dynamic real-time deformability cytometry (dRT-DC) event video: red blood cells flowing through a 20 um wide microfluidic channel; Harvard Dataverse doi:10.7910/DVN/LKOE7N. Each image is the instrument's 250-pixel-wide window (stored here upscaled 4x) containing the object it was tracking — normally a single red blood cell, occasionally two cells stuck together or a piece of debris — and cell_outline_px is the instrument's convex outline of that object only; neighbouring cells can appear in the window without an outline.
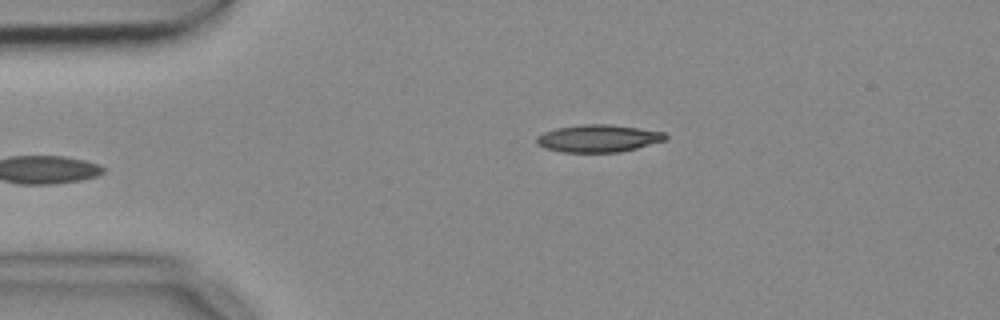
{"species": "common noctule bat (a hibernating species)", "species_latin": "Nyctalus noctula", "temperature_condition": "cold", "stored_images_in_passage": 3, "camera_frame_rate_fps": 3000, "um_per_image_px": 0.085, "animal": {"sex": "female", "body_mass_g": 18.4}, "frame": {"image": 1, "passage_image": 3, "time_ms": 0.667, "image_size_px": [1000, 320], "cell_outline_px": [[668, 140], [620, 152], [564, 152], [544, 148], [536, 144], [536, 136], [544, 132], [556, 128], [580, 124], [612, 124], [640, 128], [664, 132], [668, 136]], "centroid_in_image_um": [50.87, 11.75], "position_along_channel_um": 34.1, "area_um2": 20.81}}